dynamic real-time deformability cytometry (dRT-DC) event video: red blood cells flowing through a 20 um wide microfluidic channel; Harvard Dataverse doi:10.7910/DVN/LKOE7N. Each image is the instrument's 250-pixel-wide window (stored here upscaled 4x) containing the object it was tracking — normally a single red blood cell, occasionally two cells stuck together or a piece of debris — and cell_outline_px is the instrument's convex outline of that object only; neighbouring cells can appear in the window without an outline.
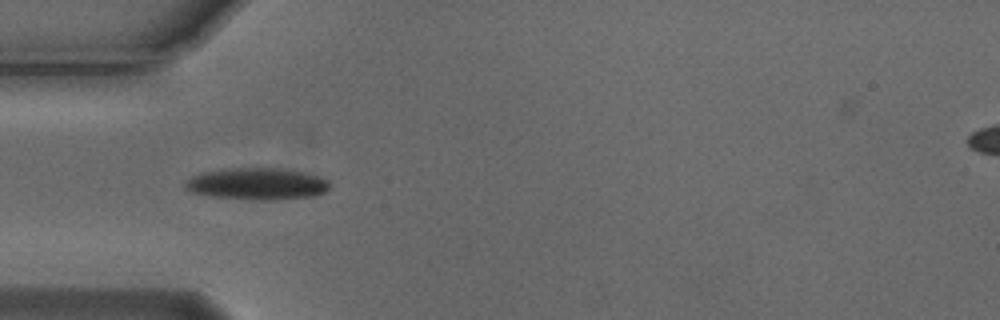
{"species": "Egyptian fruit bat (a non-hibernating species)", "species_latin": "Rousettus aegyptiacus", "temperature_condition": "cold", "stored_images_in_passage": 5, "camera_frame_rate_fps": 3000, "um_per_image_px": 0.085, "animal": {"sex": "male"}, "frame": {"image": 1, "passage_image": 4, "time_ms": 1.0, "image_size_px": [1000, 320], "cell_outline_px": [[328, 188], [324, 192], [312, 196], [272, 200], [252, 200], [216, 196], [192, 192], [184, 188], [184, 184], [192, 176], [200, 172], [220, 168], [276, 168], [308, 172], [320, 176], [328, 180]], "centroid_in_image_um": [21.84, 15.61], "position_along_channel_um": 63.2, "area_um2": 26.88}}
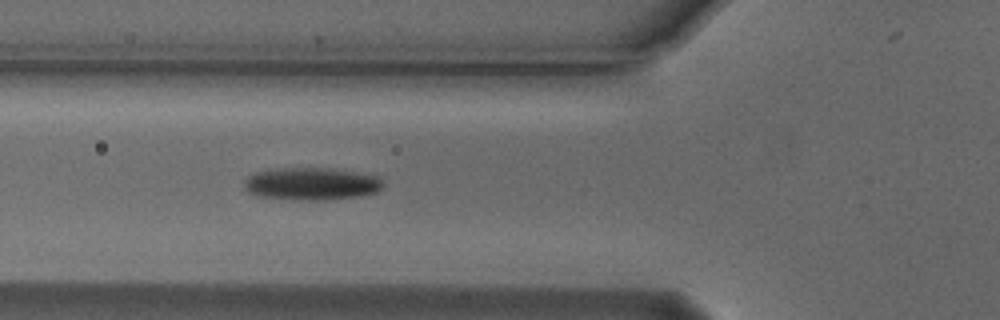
{"frame": {"image": 2, "passage_image": 5, "time_ms": 1.333, "image_size_px": [1000, 320], "cell_outline_px": [[384, 184], [376, 192], [360, 196], [324, 200], [312, 200], [260, 196], [248, 192], [244, 184], [244, 180], [248, 176], [256, 172], [284, 168], [328, 168], [356, 172], [380, 176]], "centroid_in_image_um": [26.52, 15.61], "position_along_channel_um": 99.3, "area_um2": 26.01}}